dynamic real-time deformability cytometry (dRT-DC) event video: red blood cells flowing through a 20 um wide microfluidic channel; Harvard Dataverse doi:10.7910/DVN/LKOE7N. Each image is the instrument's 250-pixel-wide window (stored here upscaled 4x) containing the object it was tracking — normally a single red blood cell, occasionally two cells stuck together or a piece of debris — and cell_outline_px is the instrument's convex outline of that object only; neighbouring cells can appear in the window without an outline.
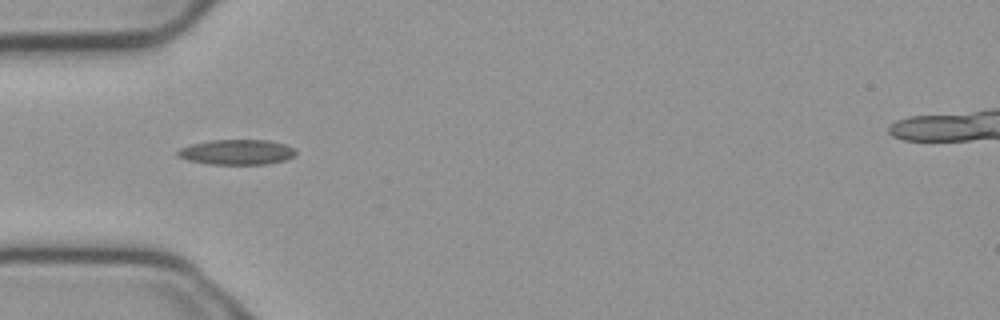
{"species": "common noctule bat (a hibernating species)", "species_latin": "Nyctalus noctula", "temperature_condition": "cold", "stored_images_in_passage": 3, "camera_frame_rate_fps": 3000, "um_per_image_px": 0.085, "animal": {"sex": "male", "body_mass_g": 23.1, "forearm_length_mm": 52.7}, "frame": {"image": 1, "passage_image": 1, "time_ms": 0.0, "image_size_px": [1000, 320], "cell_outline_px": [[296, 156], [288, 160], [268, 164], [208, 164], [188, 160], [176, 156], [176, 152], [180, 148], [192, 144], [212, 140], [268, 140], [284, 144], [296, 148]], "centroid_in_image_um": [20.17, 12.93], "position_along_channel_um": 64.8, "area_um2": 17.51}}
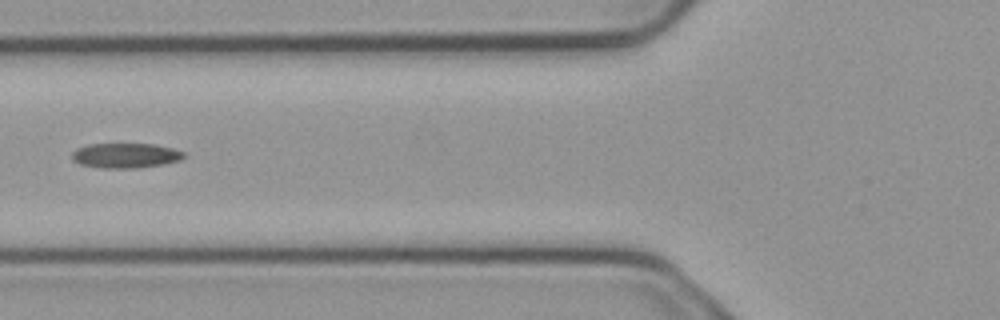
{"frame": {"image": 2, "passage_image": 2, "time_ms": 0.333, "image_size_px": [1000, 320], "cell_outline_px": [[184, 156], [180, 160], [164, 164], [136, 168], [100, 168], [80, 164], [72, 160], [72, 152], [76, 148], [88, 144], [156, 144], [172, 148], [184, 152]], "centroid_in_image_um": [10.65, 13.22], "position_along_channel_um": 115.2, "area_um2": 16.3}}
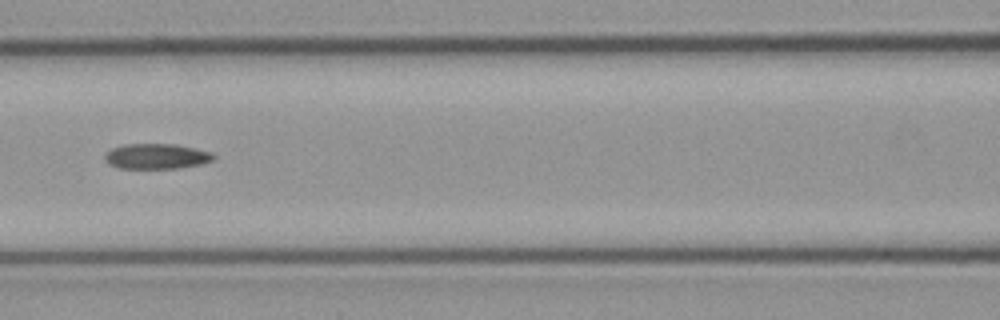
{"frame": {"image": 3, "passage_image": 3, "time_ms": 0.667, "image_size_px": [1000, 320], "cell_outline_px": [[216, 156], [212, 160], [200, 164], [180, 168], [120, 168], [108, 164], [104, 160], [104, 156], [112, 148], [124, 144], [176, 144], [196, 148], [212, 152]], "centroid_in_image_um": [13.31, 13.28], "position_along_channel_um": 153.3, "area_um2": 16.07}}